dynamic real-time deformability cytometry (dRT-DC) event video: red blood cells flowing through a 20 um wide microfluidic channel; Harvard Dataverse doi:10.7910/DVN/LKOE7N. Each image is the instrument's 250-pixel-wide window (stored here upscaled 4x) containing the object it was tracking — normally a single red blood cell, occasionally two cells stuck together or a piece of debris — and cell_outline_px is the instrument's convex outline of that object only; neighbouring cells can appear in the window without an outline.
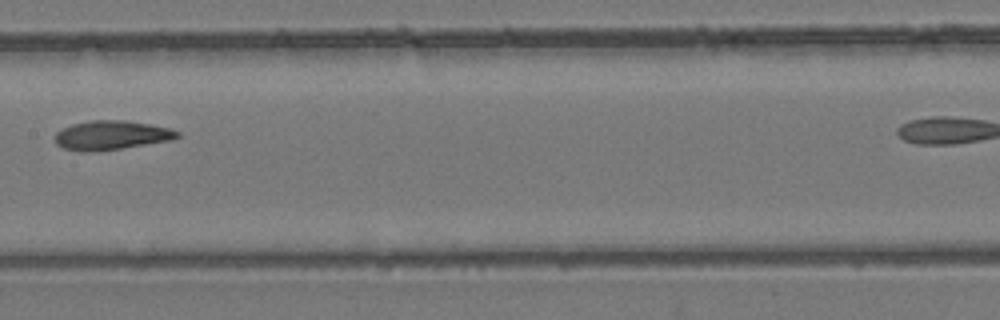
{"species": "common noctule bat (a hibernating species)", "species_latin": "Nyctalus noctula", "temperature_condition": "room temperature", "stored_images_in_passage": 8, "camera_frame_rate_fps": 3000, "um_per_image_px": 0.085, "animal": {"sex": "female", "body_mass_g": 24.6, "forearm_length_mm": 56.2}, "frame": {"image": 1, "passage_image": 7, "time_ms": 2.0, "image_size_px": [1000, 320], "cell_outline_px": [[180, 136], [172, 140], [120, 148], [92, 152], [80, 152], [64, 148], [56, 144], [52, 136], [56, 132], [72, 124], [92, 120], [128, 120], [172, 128], [180, 132]], "centroid_in_image_um": [9.46, 11.49], "position_along_channel_um": 197.9, "area_um2": 20.98}}